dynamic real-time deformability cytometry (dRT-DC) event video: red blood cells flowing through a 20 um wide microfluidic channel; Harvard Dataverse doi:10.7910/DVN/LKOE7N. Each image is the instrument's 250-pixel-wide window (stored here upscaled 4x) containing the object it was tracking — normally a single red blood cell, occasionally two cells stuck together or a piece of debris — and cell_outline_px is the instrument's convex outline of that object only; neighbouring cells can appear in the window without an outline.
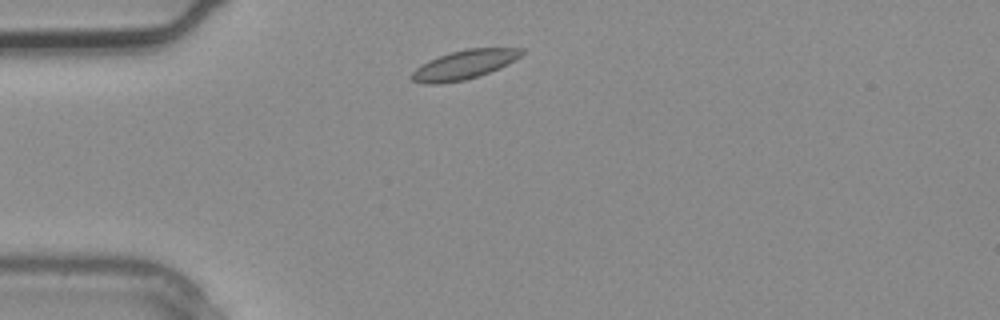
{"species": "common noctule bat (a hibernating species)", "species_latin": "Nyctalus noctula", "temperature_condition": "warm", "stored_images_in_passage": 1, "camera_frame_rate_fps": 3000, "um_per_image_px": 0.085, "animal": {"sex": "male", "body_mass_g": 20.4}, "frame": {"image": 1, "passage_image": 1, "time_ms": 0.0, "image_size_px": [1000, 320], "cell_outline_px": [[528, 48], [520, 56], [508, 64], [500, 68], [464, 80], [440, 84], [424, 84], [412, 80], [412, 72], [420, 64], [428, 60], [452, 52], [468, 48]], "centroid_in_image_um": [39.46, 5.49], "position_along_channel_um": 45.5, "area_um2": 18.5}}